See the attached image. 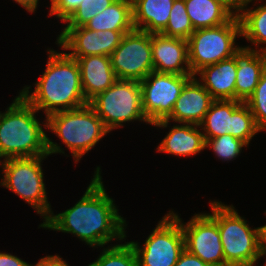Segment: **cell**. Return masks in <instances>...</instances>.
I'll list each match as a JSON object with an SVG mask.
<instances>
[{"label":"cell","mask_w":266,"mask_h":266,"mask_svg":"<svg viewBox=\"0 0 266 266\" xmlns=\"http://www.w3.org/2000/svg\"><path fill=\"white\" fill-rule=\"evenodd\" d=\"M260 253H261V257H263L266 255V250H260ZM265 266H266V263H265Z\"/></svg>","instance_id":"cell-37"},{"label":"cell","mask_w":266,"mask_h":266,"mask_svg":"<svg viewBox=\"0 0 266 266\" xmlns=\"http://www.w3.org/2000/svg\"><path fill=\"white\" fill-rule=\"evenodd\" d=\"M96 31H121L126 34L134 29L131 0H115L110 6L84 25Z\"/></svg>","instance_id":"cell-22"},{"label":"cell","mask_w":266,"mask_h":266,"mask_svg":"<svg viewBox=\"0 0 266 266\" xmlns=\"http://www.w3.org/2000/svg\"><path fill=\"white\" fill-rule=\"evenodd\" d=\"M199 125H174L157 147V151L177 156L195 155L205 149V139Z\"/></svg>","instance_id":"cell-21"},{"label":"cell","mask_w":266,"mask_h":266,"mask_svg":"<svg viewBox=\"0 0 266 266\" xmlns=\"http://www.w3.org/2000/svg\"><path fill=\"white\" fill-rule=\"evenodd\" d=\"M124 34L121 31H96L85 26L65 27L57 37L61 48L72 50L70 57H85L89 55L110 56L119 46Z\"/></svg>","instance_id":"cell-14"},{"label":"cell","mask_w":266,"mask_h":266,"mask_svg":"<svg viewBox=\"0 0 266 266\" xmlns=\"http://www.w3.org/2000/svg\"><path fill=\"white\" fill-rule=\"evenodd\" d=\"M260 250H266V225L260 226Z\"/></svg>","instance_id":"cell-36"},{"label":"cell","mask_w":266,"mask_h":266,"mask_svg":"<svg viewBox=\"0 0 266 266\" xmlns=\"http://www.w3.org/2000/svg\"><path fill=\"white\" fill-rule=\"evenodd\" d=\"M101 253L88 266H138L137 255L130 242L104 248Z\"/></svg>","instance_id":"cell-25"},{"label":"cell","mask_w":266,"mask_h":266,"mask_svg":"<svg viewBox=\"0 0 266 266\" xmlns=\"http://www.w3.org/2000/svg\"><path fill=\"white\" fill-rule=\"evenodd\" d=\"M175 0H132L133 27L148 33H161L168 24Z\"/></svg>","instance_id":"cell-20"},{"label":"cell","mask_w":266,"mask_h":266,"mask_svg":"<svg viewBox=\"0 0 266 266\" xmlns=\"http://www.w3.org/2000/svg\"><path fill=\"white\" fill-rule=\"evenodd\" d=\"M49 155L9 158L0 161L4 176L1 186L11 190L30 204L44 218L53 212L47 200L41 162ZM2 162V163H1Z\"/></svg>","instance_id":"cell-6"},{"label":"cell","mask_w":266,"mask_h":266,"mask_svg":"<svg viewBox=\"0 0 266 266\" xmlns=\"http://www.w3.org/2000/svg\"><path fill=\"white\" fill-rule=\"evenodd\" d=\"M0 266H34L10 253L0 252Z\"/></svg>","instance_id":"cell-32"},{"label":"cell","mask_w":266,"mask_h":266,"mask_svg":"<svg viewBox=\"0 0 266 266\" xmlns=\"http://www.w3.org/2000/svg\"><path fill=\"white\" fill-rule=\"evenodd\" d=\"M213 101L211 94L193 76L184 85L171 114L165 120H160L151 125L166 128L171 120L181 124L200 125Z\"/></svg>","instance_id":"cell-15"},{"label":"cell","mask_w":266,"mask_h":266,"mask_svg":"<svg viewBox=\"0 0 266 266\" xmlns=\"http://www.w3.org/2000/svg\"><path fill=\"white\" fill-rule=\"evenodd\" d=\"M241 35L239 17L233 16L217 27L196 29L188 41L189 67L193 76L208 65L231 58L240 48L235 46Z\"/></svg>","instance_id":"cell-8"},{"label":"cell","mask_w":266,"mask_h":266,"mask_svg":"<svg viewBox=\"0 0 266 266\" xmlns=\"http://www.w3.org/2000/svg\"><path fill=\"white\" fill-rule=\"evenodd\" d=\"M253 0H245L239 15L241 35L257 47L266 44V3L257 8L247 9ZM257 45V46H256Z\"/></svg>","instance_id":"cell-24"},{"label":"cell","mask_w":266,"mask_h":266,"mask_svg":"<svg viewBox=\"0 0 266 266\" xmlns=\"http://www.w3.org/2000/svg\"><path fill=\"white\" fill-rule=\"evenodd\" d=\"M174 266H210V265L202 261L196 255L184 249Z\"/></svg>","instance_id":"cell-31"},{"label":"cell","mask_w":266,"mask_h":266,"mask_svg":"<svg viewBox=\"0 0 266 266\" xmlns=\"http://www.w3.org/2000/svg\"><path fill=\"white\" fill-rule=\"evenodd\" d=\"M152 60L156 72L192 75L189 67L188 41L185 39L153 33Z\"/></svg>","instance_id":"cell-16"},{"label":"cell","mask_w":266,"mask_h":266,"mask_svg":"<svg viewBox=\"0 0 266 266\" xmlns=\"http://www.w3.org/2000/svg\"><path fill=\"white\" fill-rule=\"evenodd\" d=\"M237 64L235 100L245 103L254 93L266 70V47H240L233 55Z\"/></svg>","instance_id":"cell-17"},{"label":"cell","mask_w":266,"mask_h":266,"mask_svg":"<svg viewBox=\"0 0 266 266\" xmlns=\"http://www.w3.org/2000/svg\"><path fill=\"white\" fill-rule=\"evenodd\" d=\"M244 146L248 145L230 134L205 139V148H212L217 157L225 161L235 159L242 152V147Z\"/></svg>","instance_id":"cell-27"},{"label":"cell","mask_w":266,"mask_h":266,"mask_svg":"<svg viewBox=\"0 0 266 266\" xmlns=\"http://www.w3.org/2000/svg\"><path fill=\"white\" fill-rule=\"evenodd\" d=\"M100 167L82 198L70 209L49 217L40 227L72 233L91 247H103L114 239L123 240L127 226L113 199L104 188Z\"/></svg>","instance_id":"cell-1"},{"label":"cell","mask_w":266,"mask_h":266,"mask_svg":"<svg viewBox=\"0 0 266 266\" xmlns=\"http://www.w3.org/2000/svg\"><path fill=\"white\" fill-rule=\"evenodd\" d=\"M194 31L186 12L184 0H175L170 11L168 24L161 34L188 40Z\"/></svg>","instance_id":"cell-26"},{"label":"cell","mask_w":266,"mask_h":266,"mask_svg":"<svg viewBox=\"0 0 266 266\" xmlns=\"http://www.w3.org/2000/svg\"><path fill=\"white\" fill-rule=\"evenodd\" d=\"M114 1L115 0H83L73 14L65 21L68 23L66 27L84 26Z\"/></svg>","instance_id":"cell-28"},{"label":"cell","mask_w":266,"mask_h":266,"mask_svg":"<svg viewBox=\"0 0 266 266\" xmlns=\"http://www.w3.org/2000/svg\"><path fill=\"white\" fill-rule=\"evenodd\" d=\"M83 0H52L49 16H56L65 22Z\"/></svg>","instance_id":"cell-30"},{"label":"cell","mask_w":266,"mask_h":266,"mask_svg":"<svg viewBox=\"0 0 266 266\" xmlns=\"http://www.w3.org/2000/svg\"><path fill=\"white\" fill-rule=\"evenodd\" d=\"M199 126L205 131L204 139L230 134L247 145L262 131L249 106L237 100H214Z\"/></svg>","instance_id":"cell-9"},{"label":"cell","mask_w":266,"mask_h":266,"mask_svg":"<svg viewBox=\"0 0 266 266\" xmlns=\"http://www.w3.org/2000/svg\"><path fill=\"white\" fill-rule=\"evenodd\" d=\"M192 77L152 71L140 81L142 107L150 124L165 120L171 114L184 85Z\"/></svg>","instance_id":"cell-12"},{"label":"cell","mask_w":266,"mask_h":266,"mask_svg":"<svg viewBox=\"0 0 266 266\" xmlns=\"http://www.w3.org/2000/svg\"><path fill=\"white\" fill-rule=\"evenodd\" d=\"M130 243L135 249L138 266H174L185 249L180 221L171 212L162 217L143 247L140 248L138 242Z\"/></svg>","instance_id":"cell-10"},{"label":"cell","mask_w":266,"mask_h":266,"mask_svg":"<svg viewBox=\"0 0 266 266\" xmlns=\"http://www.w3.org/2000/svg\"><path fill=\"white\" fill-rule=\"evenodd\" d=\"M112 131L122 123L134 120L150 124L142 107V91L139 81L118 79L104 92L97 94L88 103Z\"/></svg>","instance_id":"cell-7"},{"label":"cell","mask_w":266,"mask_h":266,"mask_svg":"<svg viewBox=\"0 0 266 266\" xmlns=\"http://www.w3.org/2000/svg\"><path fill=\"white\" fill-rule=\"evenodd\" d=\"M71 58L76 59L79 64L83 94L88 102L118 80L110 56L89 55Z\"/></svg>","instance_id":"cell-18"},{"label":"cell","mask_w":266,"mask_h":266,"mask_svg":"<svg viewBox=\"0 0 266 266\" xmlns=\"http://www.w3.org/2000/svg\"><path fill=\"white\" fill-rule=\"evenodd\" d=\"M237 64L232 56L199 70L200 83L214 100H235Z\"/></svg>","instance_id":"cell-19"},{"label":"cell","mask_w":266,"mask_h":266,"mask_svg":"<svg viewBox=\"0 0 266 266\" xmlns=\"http://www.w3.org/2000/svg\"><path fill=\"white\" fill-rule=\"evenodd\" d=\"M214 1L223 5L235 17H239L242 7L245 3V0H214Z\"/></svg>","instance_id":"cell-33"},{"label":"cell","mask_w":266,"mask_h":266,"mask_svg":"<svg viewBox=\"0 0 266 266\" xmlns=\"http://www.w3.org/2000/svg\"><path fill=\"white\" fill-rule=\"evenodd\" d=\"M210 204L209 215L218 224L225 262L229 266H255L261 257L260 227L250 228L233 205L218 201Z\"/></svg>","instance_id":"cell-4"},{"label":"cell","mask_w":266,"mask_h":266,"mask_svg":"<svg viewBox=\"0 0 266 266\" xmlns=\"http://www.w3.org/2000/svg\"><path fill=\"white\" fill-rule=\"evenodd\" d=\"M34 266H69L62 257L58 255H51L41 258Z\"/></svg>","instance_id":"cell-34"},{"label":"cell","mask_w":266,"mask_h":266,"mask_svg":"<svg viewBox=\"0 0 266 266\" xmlns=\"http://www.w3.org/2000/svg\"><path fill=\"white\" fill-rule=\"evenodd\" d=\"M45 72L35 83V89L26 86L20 95L38 112L43 109L46 117L58 111L77 109L89 102L85 99L81 84L80 67L76 59L67 53L47 51ZM30 93V94H29Z\"/></svg>","instance_id":"cell-2"},{"label":"cell","mask_w":266,"mask_h":266,"mask_svg":"<svg viewBox=\"0 0 266 266\" xmlns=\"http://www.w3.org/2000/svg\"><path fill=\"white\" fill-rule=\"evenodd\" d=\"M252 112L257 126L266 130V70L261 74L252 96L245 102Z\"/></svg>","instance_id":"cell-29"},{"label":"cell","mask_w":266,"mask_h":266,"mask_svg":"<svg viewBox=\"0 0 266 266\" xmlns=\"http://www.w3.org/2000/svg\"><path fill=\"white\" fill-rule=\"evenodd\" d=\"M184 3L194 30L217 27L233 17L223 5L214 0H184Z\"/></svg>","instance_id":"cell-23"},{"label":"cell","mask_w":266,"mask_h":266,"mask_svg":"<svg viewBox=\"0 0 266 266\" xmlns=\"http://www.w3.org/2000/svg\"><path fill=\"white\" fill-rule=\"evenodd\" d=\"M14 1L16 3H19L25 9H27L28 12L34 13V11H36L39 0H14ZM50 1L52 3V0Z\"/></svg>","instance_id":"cell-35"},{"label":"cell","mask_w":266,"mask_h":266,"mask_svg":"<svg viewBox=\"0 0 266 266\" xmlns=\"http://www.w3.org/2000/svg\"><path fill=\"white\" fill-rule=\"evenodd\" d=\"M38 112L20 94L0 112V158H20L63 153L36 119Z\"/></svg>","instance_id":"cell-3"},{"label":"cell","mask_w":266,"mask_h":266,"mask_svg":"<svg viewBox=\"0 0 266 266\" xmlns=\"http://www.w3.org/2000/svg\"><path fill=\"white\" fill-rule=\"evenodd\" d=\"M45 121L44 126L58 135L70 149L75 162L110 132L89 104L77 109L52 113Z\"/></svg>","instance_id":"cell-5"},{"label":"cell","mask_w":266,"mask_h":266,"mask_svg":"<svg viewBox=\"0 0 266 266\" xmlns=\"http://www.w3.org/2000/svg\"><path fill=\"white\" fill-rule=\"evenodd\" d=\"M118 79L141 81L152 71V34L133 29L124 34L119 46L110 55Z\"/></svg>","instance_id":"cell-11"},{"label":"cell","mask_w":266,"mask_h":266,"mask_svg":"<svg viewBox=\"0 0 266 266\" xmlns=\"http://www.w3.org/2000/svg\"><path fill=\"white\" fill-rule=\"evenodd\" d=\"M170 212L180 221L187 251L210 266H229L225 262L218 224L209 213L195 214L190 221L182 223L177 213Z\"/></svg>","instance_id":"cell-13"}]
</instances>
